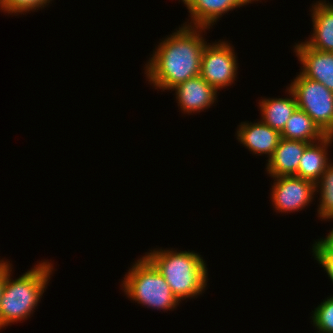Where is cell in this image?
Returning <instances> with one entry per match:
<instances>
[{
  "instance_id": "cell-1",
  "label": "cell",
  "mask_w": 333,
  "mask_h": 333,
  "mask_svg": "<svg viewBox=\"0 0 333 333\" xmlns=\"http://www.w3.org/2000/svg\"><path fill=\"white\" fill-rule=\"evenodd\" d=\"M177 29L155 45L144 65L148 84L164 92L200 75L201 56L207 44L203 36L209 28L181 24Z\"/></svg>"
},
{
  "instance_id": "cell-2",
  "label": "cell",
  "mask_w": 333,
  "mask_h": 333,
  "mask_svg": "<svg viewBox=\"0 0 333 333\" xmlns=\"http://www.w3.org/2000/svg\"><path fill=\"white\" fill-rule=\"evenodd\" d=\"M12 267V263L5 267V283L0 302L1 330L33 316L34 309L39 306L51 275L56 270L52 261L45 259L37 261V265L13 280Z\"/></svg>"
},
{
  "instance_id": "cell-3",
  "label": "cell",
  "mask_w": 333,
  "mask_h": 333,
  "mask_svg": "<svg viewBox=\"0 0 333 333\" xmlns=\"http://www.w3.org/2000/svg\"><path fill=\"white\" fill-rule=\"evenodd\" d=\"M165 278L173 295L182 303L202 295L208 286L205 259L195 251L154 248L144 255Z\"/></svg>"
},
{
  "instance_id": "cell-4",
  "label": "cell",
  "mask_w": 333,
  "mask_h": 333,
  "mask_svg": "<svg viewBox=\"0 0 333 333\" xmlns=\"http://www.w3.org/2000/svg\"><path fill=\"white\" fill-rule=\"evenodd\" d=\"M124 276L120 286L130 301L160 312L173 311L181 304L165 278L145 256L136 259Z\"/></svg>"
},
{
  "instance_id": "cell-5",
  "label": "cell",
  "mask_w": 333,
  "mask_h": 333,
  "mask_svg": "<svg viewBox=\"0 0 333 333\" xmlns=\"http://www.w3.org/2000/svg\"><path fill=\"white\" fill-rule=\"evenodd\" d=\"M288 87L298 108L306 112L325 135L333 136V92L299 72Z\"/></svg>"
},
{
  "instance_id": "cell-6",
  "label": "cell",
  "mask_w": 333,
  "mask_h": 333,
  "mask_svg": "<svg viewBox=\"0 0 333 333\" xmlns=\"http://www.w3.org/2000/svg\"><path fill=\"white\" fill-rule=\"evenodd\" d=\"M227 40L207 43L201 56L200 76L216 91L230 87L237 78L238 57Z\"/></svg>"
},
{
  "instance_id": "cell-7",
  "label": "cell",
  "mask_w": 333,
  "mask_h": 333,
  "mask_svg": "<svg viewBox=\"0 0 333 333\" xmlns=\"http://www.w3.org/2000/svg\"><path fill=\"white\" fill-rule=\"evenodd\" d=\"M270 200L277 213H295L309 207L316 194L315 183L292 176L271 177ZM309 205V206H308Z\"/></svg>"
},
{
  "instance_id": "cell-8",
  "label": "cell",
  "mask_w": 333,
  "mask_h": 333,
  "mask_svg": "<svg viewBox=\"0 0 333 333\" xmlns=\"http://www.w3.org/2000/svg\"><path fill=\"white\" fill-rule=\"evenodd\" d=\"M171 91H175L178 109L188 115L203 112L211 108L213 104L215 106L219 94L200 75L178 84Z\"/></svg>"
},
{
  "instance_id": "cell-9",
  "label": "cell",
  "mask_w": 333,
  "mask_h": 333,
  "mask_svg": "<svg viewBox=\"0 0 333 333\" xmlns=\"http://www.w3.org/2000/svg\"><path fill=\"white\" fill-rule=\"evenodd\" d=\"M261 0H184L183 4L190 14L182 25L211 28L224 14ZM190 21V22H189Z\"/></svg>"
},
{
  "instance_id": "cell-10",
  "label": "cell",
  "mask_w": 333,
  "mask_h": 333,
  "mask_svg": "<svg viewBox=\"0 0 333 333\" xmlns=\"http://www.w3.org/2000/svg\"><path fill=\"white\" fill-rule=\"evenodd\" d=\"M301 64L300 72L307 78L322 83L333 92V52H323L308 47L303 41L293 45Z\"/></svg>"
},
{
  "instance_id": "cell-11",
  "label": "cell",
  "mask_w": 333,
  "mask_h": 333,
  "mask_svg": "<svg viewBox=\"0 0 333 333\" xmlns=\"http://www.w3.org/2000/svg\"><path fill=\"white\" fill-rule=\"evenodd\" d=\"M236 139L254 155L272 156L281 139V133L272 129L261 120L241 122L236 131Z\"/></svg>"
},
{
  "instance_id": "cell-12",
  "label": "cell",
  "mask_w": 333,
  "mask_h": 333,
  "mask_svg": "<svg viewBox=\"0 0 333 333\" xmlns=\"http://www.w3.org/2000/svg\"><path fill=\"white\" fill-rule=\"evenodd\" d=\"M326 1L318 0L310 6L313 32L304 43L319 51L333 52V6Z\"/></svg>"
},
{
  "instance_id": "cell-13",
  "label": "cell",
  "mask_w": 333,
  "mask_h": 333,
  "mask_svg": "<svg viewBox=\"0 0 333 333\" xmlns=\"http://www.w3.org/2000/svg\"><path fill=\"white\" fill-rule=\"evenodd\" d=\"M308 142L281 138L272 156L265 164L269 177L292 176L297 174L300 158Z\"/></svg>"
},
{
  "instance_id": "cell-14",
  "label": "cell",
  "mask_w": 333,
  "mask_h": 333,
  "mask_svg": "<svg viewBox=\"0 0 333 333\" xmlns=\"http://www.w3.org/2000/svg\"><path fill=\"white\" fill-rule=\"evenodd\" d=\"M332 144L333 136L331 135H326L319 141L309 143L300 158L295 176L316 183L333 161L328 155V150Z\"/></svg>"
},
{
  "instance_id": "cell-15",
  "label": "cell",
  "mask_w": 333,
  "mask_h": 333,
  "mask_svg": "<svg viewBox=\"0 0 333 333\" xmlns=\"http://www.w3.org/2000/svg\"><path fill=\"white\" fill-rule=\"evenodd\" d=\"M289 97L284 98H262L259 100L260 120L272 129L282 132L287 120L298 108L296 97L292 90L286 86Z\"/></svg>"
},
{
  "instance_id": "cell-16",
  "label": "cell",
  "mask_w": 333,
  "mask_h": 333,
  "mask_svg": "<svg viewBox=\"0 0 333 333\" xmlns=\"http://www.w3.org/2000/svg\"><path fill=\"white\" fill-rule=\"evenodd\" d=\"M325 136L311 117L299 108L290 116L281 132V138L308 143L319 141Z\"/></svg>"
},
{
  "instance_id": "cell-17",
  "label": "cell",
  "mask_w": 333,
  "mask_h": 333,
  "mask_svg": "<svg viewBox=\"0 0 333 333\" xmlns=\"http://www.w3.org/2000/svg\"><path fill=\"white\" fill-rule=\"evenodd\" d=\"M316 193H319L317 217L326 219L333 216V162H331L321 178L315 183Z\"/></svg>"
},
{
  "instance_id": "cell-18",
  "label": "cell",
  "mask_w": 333,
  "mask_h": 333,
  "mask_svg": "<svg viewBox=\"0 0 333 333\" xmlns=\"http://www.w3.org/2000/svg\"><path fill=\"white\" fill-rule=\"evenodd\" d=\"M311 324L316 333H333V295L325 298L314 311L311 312Z\"/></svg>"
},
{
  "instance_id": "cell-19",
  "label": "cell",
  "mask_w": 333,
  "mask_h": 333,
  "mask_svg": "<svg viewBox=\"0 0 333 333\" xmlns=\"http://www.w3.org/2000/svg\"><path fill=\"white\" fill-rule=\"evenodd\" d=\"M52 0H0V11L10 15H24L48 7Z\"/></svg>"
},
{
  "instance_id": "cell-20",
  "label": "cell",
  "mask_w": 333,
  "mask_h": 333,
  "mask_svg": "<svg viewBox=\"0 0 333 333\" xmlns=\"http://www.w3.org/2000/svg\"><path fill=\"white\" fill-rule=\"evenodd\" d=\"M311 252L314 260L324 269L333 283V250H312Z\"/></svg>"
},
{
  "instance_id": "cell-21",
  "label": "cell",
  "mask_w": 333,
  "mask_h": 333,
  "mask_svg": "<svg viewBox=\"0 0 333 333\" xmlns=\"http://www.w3.org/2000/svg\"><path fill=\"white\" fill-rule=\"evenodd\" d=\"M323 221H332L333 216L324 219ZM311 250H333V228L329 230V233L325 238L321 237L316 239V241L311 245Z\"/></svg>"
},
{
  "instance_id": "cell-22",
  "label": "cell",
  "mask_w": 333,
  "mask_h": 333,
  "mask_svg": "<svg viewBox=\"0 0 333 333\" xmlns=\"http://www.w3.org/2000/svg\"><path fill=\"white\" fill-rule=\"evenodd\" d=\"M4 283H5V268L0 271V302H1V296L4 289ZM0 331H1V316H0Z\"/></svg>"
},
{
  "instance_id": "cell-23",
  "label": "cell",
  "mask_w": 333,
  "mask_h": 333,
  "mask_svg": "<svg viewBox=\"0 0 333 333\" xmlns=\"http://www.w3.org/2000/svg\"><path fill=\"white\" fill-rule=\"evenodd\" d=\"M5 258H2L1 260H0V271L1 270H3L9 263H10V261H8V259L6 260H4Z\"/></svg>"
}]
</instances>
